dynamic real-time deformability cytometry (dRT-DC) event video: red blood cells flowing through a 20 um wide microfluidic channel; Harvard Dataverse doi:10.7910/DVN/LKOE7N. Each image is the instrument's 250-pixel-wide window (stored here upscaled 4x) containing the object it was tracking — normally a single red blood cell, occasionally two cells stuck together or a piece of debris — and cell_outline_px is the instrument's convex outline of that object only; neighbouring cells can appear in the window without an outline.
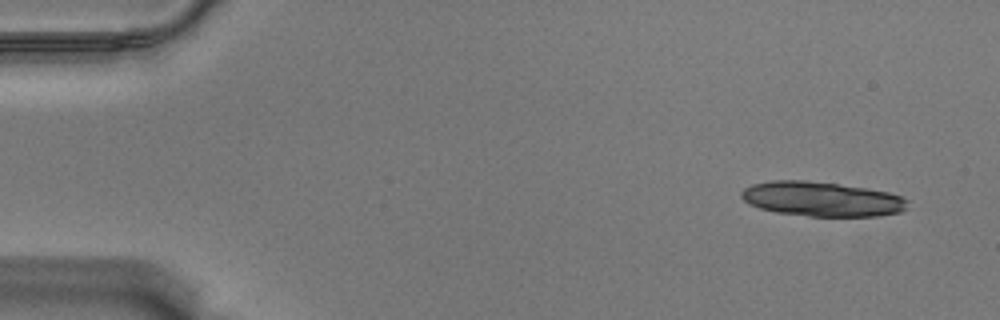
{"species": "Egyptian fruit bat (a non-hibernating species)", "species_latin": "Rousettus aegyptiacus", "temperature_condition": "warm", "stored_images_in_passage": 34, "camera_frame_rate_fps": 3000, "um_per_image_px": 0.085, "animal": {"sex": "male"}, "frame": {"image": 1, "passage_image": 1, "time_ms": 0.0, "image_size_px": [1000, 320], "cell_outline_px": [[908, 200], [904, 208], [900, 212], [880, 216], [808, 216], [776, 212], [760, 208], [748, 204], [740, 196], [740, 192], [744, 188], [752, 184], [772, 180], [804, 180], [868, 188], [888, 192], [900, 196]], "centroid_in_image_um": [69.81, 16.92], "position_along_channel_um": 15.2, "area_um2": 33.47}}
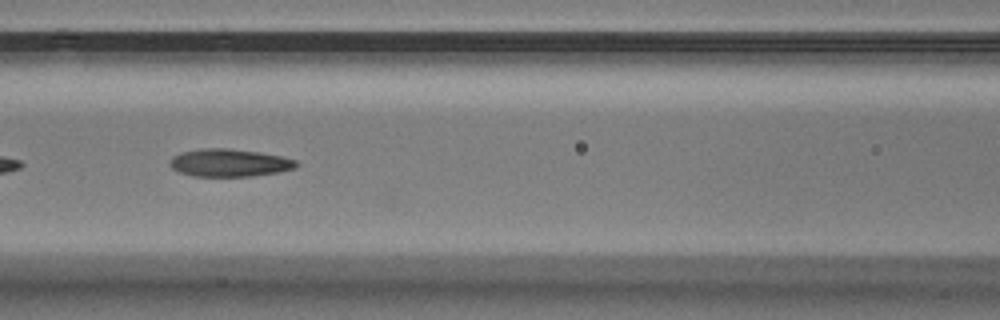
{"frame": {"image": 2, "passage_image": 23, "time_ms": 7.333, "image_size_px": [1000, 320], "cell_outline_px": [[300, 164], [296, 168], [276, 172], [252, 176], [192, 176], [180, 172], [172, 168], [168, 164], [168, 160], [172, 156], [180, 152], [200, 148], [228, 148], [260, 152], [280, 156], [296, 160]], "centroid_in_image_um": [19.46, 13.83], "position_along_channel_um": 147.1, "area_um2": 20.58}}
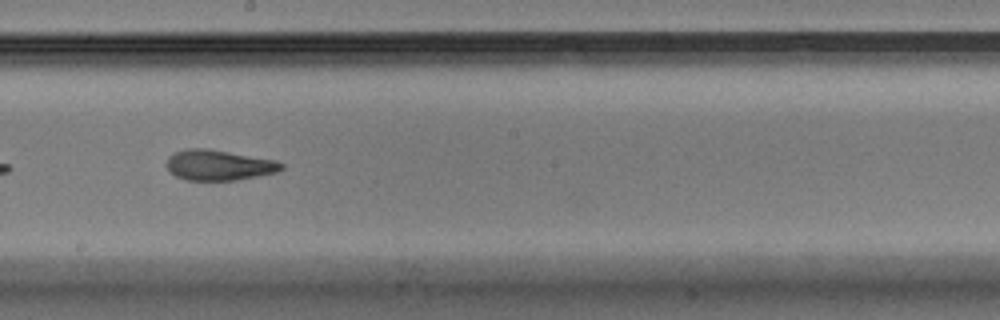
{"frame": {"image": 3, "passage_image": 30, "time_ms": 9.667, "image_size_px": [1000, 320], "cell_outline_px": [[284, 168], [276, 172], [236, 180], [188, 180], [176, 176], [168, 168], [168, 156], [172, 152], [188, 148], [208, 148], [276, 160], [284, 164]], "centroid_in_image_um": [18.61, 14.02], "position_along_channel_um": 229.6, "area_um2": 20.29}}